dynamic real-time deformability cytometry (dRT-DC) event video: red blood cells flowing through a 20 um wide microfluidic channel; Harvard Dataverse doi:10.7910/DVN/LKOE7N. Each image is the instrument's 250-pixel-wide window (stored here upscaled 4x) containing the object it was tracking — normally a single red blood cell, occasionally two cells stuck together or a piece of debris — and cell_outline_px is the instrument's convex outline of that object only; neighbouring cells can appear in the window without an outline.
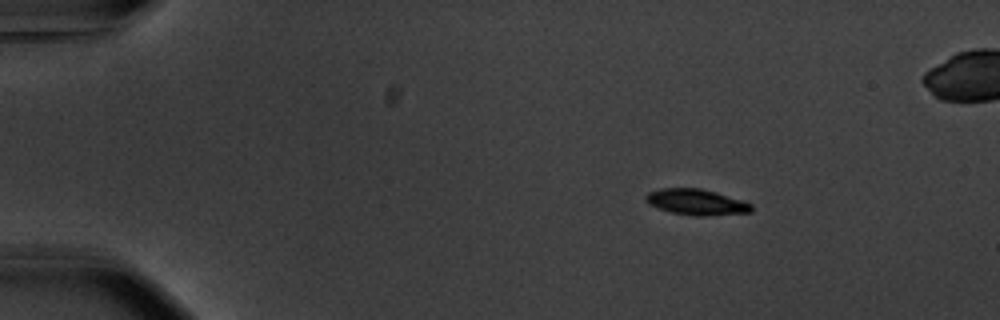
{"species": "common noctule bat (a hibernating species)", "species_latin": "Nyctalus noctula", "temperature_condition": "warm", "stored_images_in_passage": 48, "camera_frame_rate_fps": 3000, "um_per_image_px": 0.085, "animal": {"sex": "male", "body_mass_g": 20.1, "forearm_length_mm": 53.5}, "frame": {"image": 1, "passage_image": 1, "time_ms": 0.0, "image_size_px": [1000, 320], "cell_outline_px": [[752, 212], [704, 216], [696, 216], [672, 212], [656, 208], [648, 204], [644, 200], [644, 196], [648, 192], [660, 188], [700, 188], [716, 192], [752, 204]], "centroid_in_image_um": [59.13, 17.17], "position_along_channel_um": 25.9, "area_um2": 15.95}}
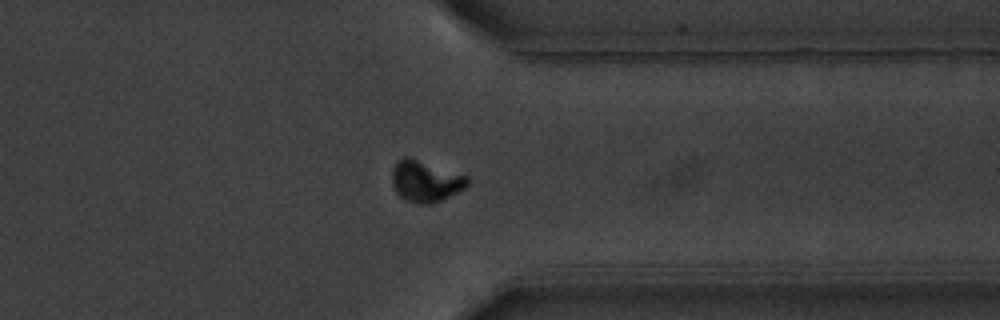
{"frame": {"image": 2, "passage_image": 36, "time_ms": 11.667, "image_size_px": [1000, 320], "cell_outline_px": [[468, 184], [464, 188], [432, 204], [416, 204], [404, 200], [396, 192], [392, 184], [392, 168], [396, 160], [404, 156], [408, 156], [468, 176]], "centroid_in_image_um": [36.11, 15.39], "position_along_channel_um": 375.3, "area_um2": 18.21}}
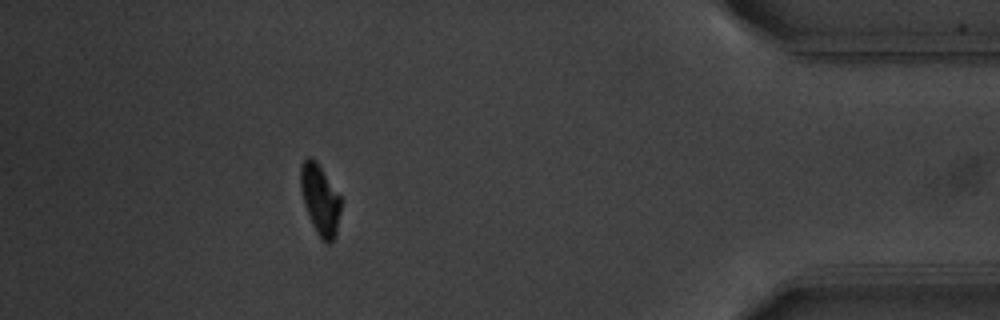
{"frame": {"image": 3, "passage_image": 42, "time_ms": 13.667, "image_size_px": [1000, 320], "cell_outline_px": [[340, 212], [336, 236], [328, 244], [324, 244], [320, 240], [312, 224], [304, 204], [300, 188], [300, 164], [308, 156], [312, 156], [316, 160], [340, 196]], "centroid_in_image_um": [27.19, 16.97], "position_along_channel_um": 408.0, "area_um2": 16.65}, "authors_computed_cell_mechanics": {"area_um2": 16.9065, "velocity_mm_per_s": 3.7165, "shape_relaxation_time_tau1_ms": 2.509, "shape_relaxation_time_tau2_ms": null, "deformation_change_tau1": 0.1427, "deformation_change_tau2": null}}